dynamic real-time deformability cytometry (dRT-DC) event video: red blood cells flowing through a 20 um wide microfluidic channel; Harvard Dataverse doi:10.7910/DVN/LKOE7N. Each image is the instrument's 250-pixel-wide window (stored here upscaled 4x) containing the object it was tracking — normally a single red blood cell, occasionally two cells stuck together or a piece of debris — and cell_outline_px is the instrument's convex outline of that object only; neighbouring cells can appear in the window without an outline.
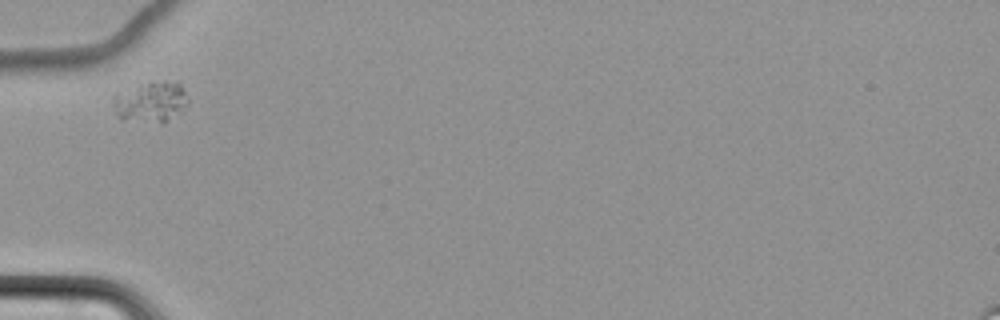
{"species": "common noctule bat (a hibernating species)", "species_latin": "Nyctalus noctula", "temperature_condition": "cold", "stored_images_in_passage": 5, "camera_frame_rate_fps": 3000, "um_per_image_px": 0.085, "animal": {"sex": "female", "body_mass_g": 22.7, "forearm_length_mm": 54.2}, "frame": {"image": 1, "passage_image": 1, "time_ms": 0.0, "image_size_px": [1000, 320], "cell_outline_px": [[188, 104], [164, 124], [120, 120], [116, 116], [112, 104], [112, 96], [140, 84], [164, 80], [176, 80], [180, 84], [188, 96]], "centroid_in_image_um": [12.8, 8.68], "position_along_channel_um": 72.2, "area_um2": 18.21}}
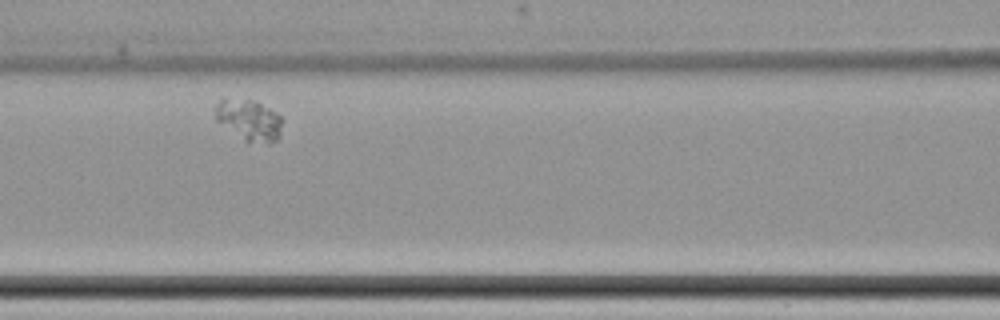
{"frame": {"image": 2, "passage_image": 3, "time_ms": 2.333, "image_size_px": [1000, 320], "cell_outline_px": [[280, 136], [276, 140], [268, 144], [244, 140], [216, 120], [216, 104], [224, 96], [248, 100], [260, 104], [276, 112], [280, 116]], "centroid_in_image_um": [21.15, 10.19], "position_along_channel_um": 145.5, "area_um2": 15.72}}
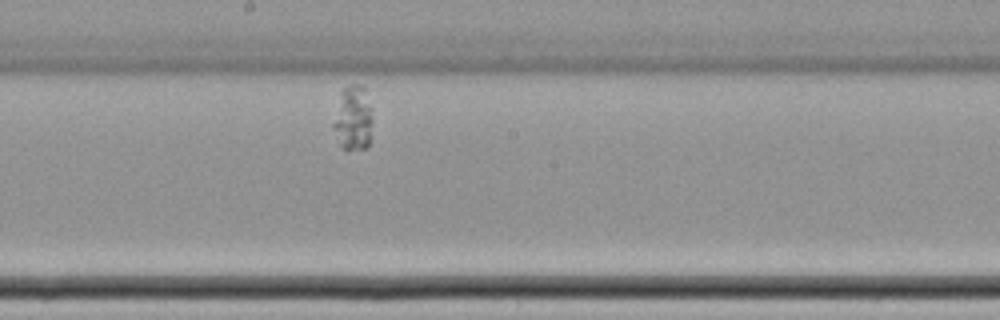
{"frame": {"image": 3, "passage_image": 5, "time_ms": 4.667, "image_size_px": [1000, 320], "cell_outline_px": [[372, 136], [368, 148], [340, 148], [332, 128], [332, 124], [340, 88], [348, 84], [360, 84], [364, 88], [372, 108]], "centroid_in_image_um": [30.0, 10.02], "position_along_channel_um": 218.2, "area_um2": 15.49}}